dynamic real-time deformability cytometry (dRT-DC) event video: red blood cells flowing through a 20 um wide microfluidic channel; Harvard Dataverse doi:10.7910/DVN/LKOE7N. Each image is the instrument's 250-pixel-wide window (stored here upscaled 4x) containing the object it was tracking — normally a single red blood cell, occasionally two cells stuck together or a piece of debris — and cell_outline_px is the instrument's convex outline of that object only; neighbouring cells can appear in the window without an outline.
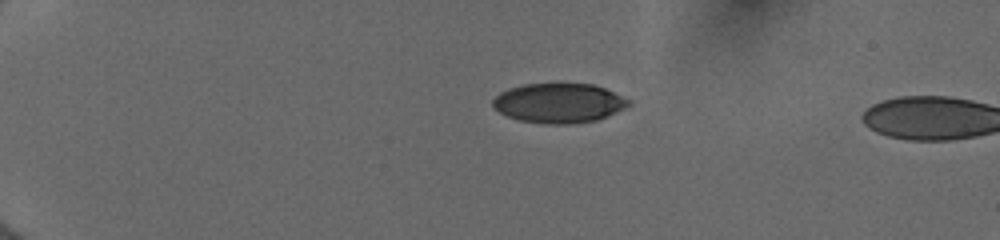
{"species": "human", "species_latin": "Homo sapiens", "temperature_condition": "cold", "stored_images_in_passage": 5, "camera_frame_rate_fps": 3000, "um_per_image_px": 0.085, "donor": {"sex": "female"}, "frame": {"image": 1, "passage_image": 1, "time_ms": 0.0, "image_size_px": [1000, 240], "cell_outline_px": [[632, 104], [624, 108], [596, 120], [568, 124], [548, 124], [520, 120], [508, 116], [492, 108], [492, 100], [500, 92], [508, 88], [524, 84], [592, 84], [604, 88], [628, 100]], "centroid_in_image_um": [47.45, 8.76], "position_along_channel_um": 37.6, "area_um2": 30.98}}